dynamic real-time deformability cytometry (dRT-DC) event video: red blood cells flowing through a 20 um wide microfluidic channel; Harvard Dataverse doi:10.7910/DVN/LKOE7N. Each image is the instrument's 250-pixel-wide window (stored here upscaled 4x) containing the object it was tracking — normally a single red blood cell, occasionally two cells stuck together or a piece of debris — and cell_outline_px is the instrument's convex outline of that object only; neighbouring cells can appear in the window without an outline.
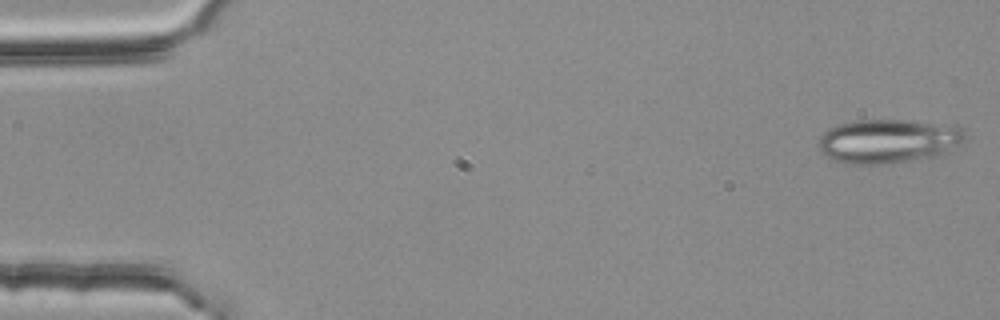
{"species": "common noctule bat (a hibernating species)", "species_latin": "Nyctalus noctula", "temperature_condition": "room temperature", "stored_images_in_passage": 3, "camera_frame_rate_fps": 3000, "um_per_image_px": 0.085, "animal": {"sex": "female", "body_mass_g": 25.1}, "frame": {"image": 1, "passage_image": 1, "time_ms": 0.0, "image_size_px": [1000, 320], "cell_outline_px": [[968, 136], [960, 144], [948, 152], [936, 156], [884, 164], [844, 164], [828, 160], [820, 152], [820, 136], [828, 128], [840, 124], [856, 120], [904, 120], [956, 124], [964, 128]], "centroid_in_image_um": [75.54, 11.99], "position_along_channel_um": 9.5, "area_um2": 38.32}}